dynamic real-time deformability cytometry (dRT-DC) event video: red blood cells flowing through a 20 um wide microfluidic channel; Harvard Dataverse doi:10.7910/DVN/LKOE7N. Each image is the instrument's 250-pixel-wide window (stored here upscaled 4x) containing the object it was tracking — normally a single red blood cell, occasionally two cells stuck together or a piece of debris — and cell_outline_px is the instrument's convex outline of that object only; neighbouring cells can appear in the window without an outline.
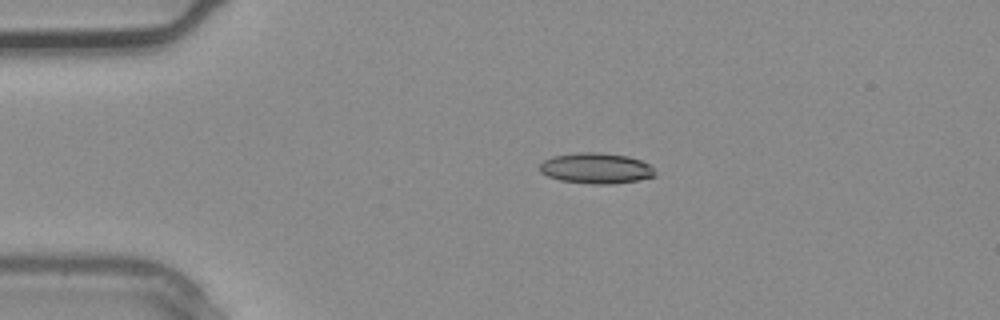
{"species": "common noctule bat (a hibernating species)", "species_latin": "Nyctalus noctula", "temperature_condition": "warm", "stored_images_in_passage": 1, "camera_frame_rate_fps": 3000, "um_per_image_px": 0.085, "animal": {"sex": "male", "body_mass_g": 20.4}, "frame": {"image": 1, "passage_image": 1, "time_ms": 0.0, "image_size_px": [1000, 320], "cell_outline_px": [[656, 176], [636, 180], [612, 184], [592, 184], [560, 180], [548, 176], [540, 172], [540, 164], [544, 160], [552, 156], [576, 152], [600, 152], [628, 156], [640, 160], [648, 164], [656, 172]], "centroid_in_image_um": [50.65, 14.29], "position_along_channel_um": 34.3, "area_um2": 20.63}}